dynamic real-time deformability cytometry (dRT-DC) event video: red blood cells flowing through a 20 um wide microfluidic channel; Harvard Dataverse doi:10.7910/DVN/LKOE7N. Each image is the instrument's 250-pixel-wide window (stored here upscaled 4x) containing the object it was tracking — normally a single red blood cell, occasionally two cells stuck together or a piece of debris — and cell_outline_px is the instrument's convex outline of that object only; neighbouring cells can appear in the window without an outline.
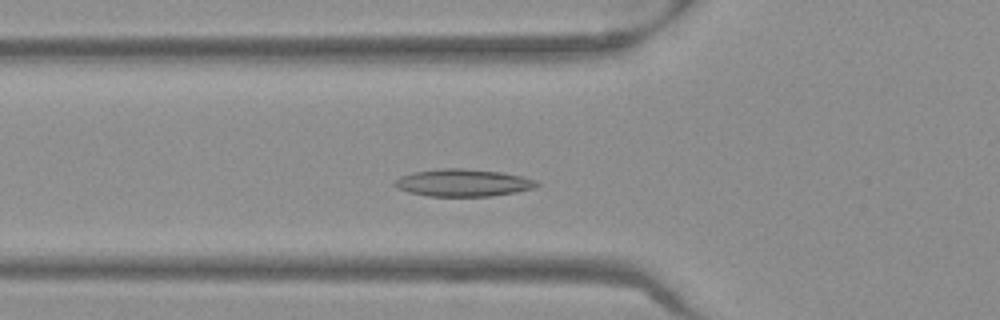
{"species": "Egyptian fruit bat (a non-hibernating species)", "species_latin": "Rousettus aegyptiacus", "temperature_condition": "warm", "stored_images_in_passage": 47, "camera_frame_rate_fps": 3000, "um_per_image_px": 0.085, "frame": {"image": 1, "passage_image": 14, "time_ms": 4.333, "image_size_px": [1000, 320], "cell_outline_px": [[540, 184], [536, 188], [516, 192], [492, 196], [428, 196], [408, 192], [396, 188], [392, 184], [400, 176], [412, 172], [440, 168], [464, 168], [500, 172], [524, 176], [536, 180]], "centroid_in_image_um": [39.36, 15.53], "position_along_channel_um": 86.4, "area_um2": 22.89}}
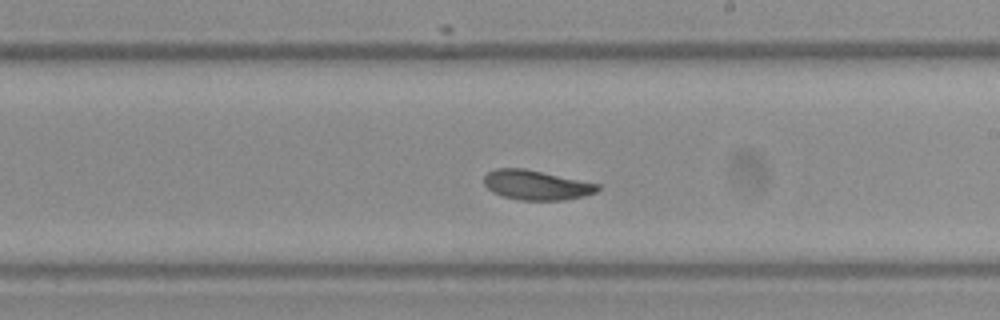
{"frame": {"image": 2, "passage_image": 26, "time_ms": 8.333, "image_size_px": [1000, 320], "cell_outline_px": [[600, 188], [596, 192], [584, 196], [564, 200], [520, 200], [504, 196], [492, 192], [484, 184], [484, 176], [488, 172], [496, 168], [524, 168], [600, 184]], "centroid_in_image_um": [45.59, 15.73], "position_along_channel_um": 243.4, "area_um2": 19.59}}
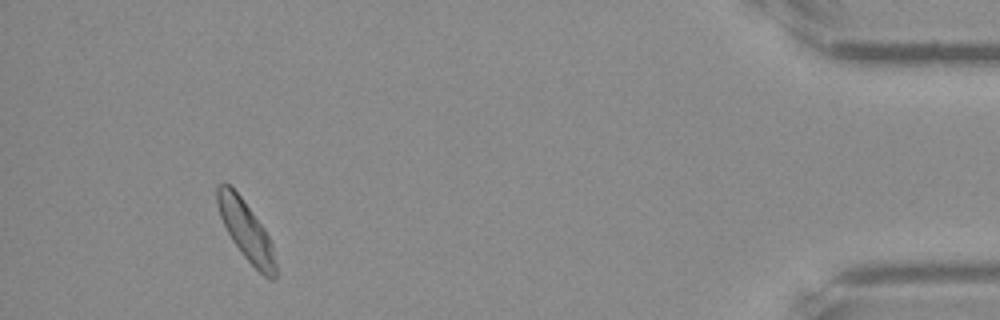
{"frame": {"image": 3, "passage_image": 44, "time_ms": 14.333, "image_size_px": [1000, 320], "cell_outline_px": [[276, 276], [272, 280], [268, 280], [244, 256], [232, 240], [220, 216], [216, 204], [216, 188], [220, 184], [228, 184], [240, 196], [264, 228], [272, 244], [276, 264]], "centroid_in_image_um": [20.92, 19.62], "position_along_channel_um": 414.3, "area_um2": 19.71}, "authors_computed_cell_mechanics": {"area_um2": 20.23, "velocity_mm_per_s": 3.9121, "shape_relaxation_time_tau1_ms": 3.6996, "shape_relaxation_time_tau2_ms": null, "deformation_change_tau1": 0.1156, "deformation_change_tau2": null}}